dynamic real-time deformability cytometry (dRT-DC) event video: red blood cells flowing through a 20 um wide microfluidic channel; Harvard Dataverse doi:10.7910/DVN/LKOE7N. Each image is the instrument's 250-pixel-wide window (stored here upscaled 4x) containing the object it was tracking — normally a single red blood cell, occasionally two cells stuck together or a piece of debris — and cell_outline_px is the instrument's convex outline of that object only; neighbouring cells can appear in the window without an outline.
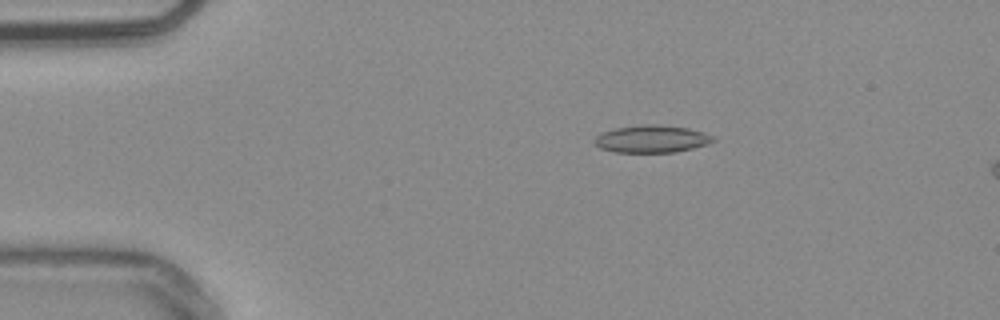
{"species": "common noctule bat (a hibernating species)", "species_latin": "Nyctalus noctula", "temperature_condition": "warm", "stored_images_in_passage": 16, "camera_frame_rate_fps": 3000, "um_per_image_px": 0.085, "animal": {"sex": "male", "body_mass_g": 20.4}, "frame": {"image": 1, "passage_image": 10, "time_ms": 3.0, "image_size_px": [1000, 320], "cell_outline_px": [[716, 140], [708, 144], [676, 152], [612, 152], [600, 148], [592, 140], [600, 132], [616, 128], [652, 124], [688, 128], [704, 132], [716, 136]], "centroid_in_image_um": [55.4, 11.82], "position_along_channel_um": 29.6, "area_um2": 18.96}}